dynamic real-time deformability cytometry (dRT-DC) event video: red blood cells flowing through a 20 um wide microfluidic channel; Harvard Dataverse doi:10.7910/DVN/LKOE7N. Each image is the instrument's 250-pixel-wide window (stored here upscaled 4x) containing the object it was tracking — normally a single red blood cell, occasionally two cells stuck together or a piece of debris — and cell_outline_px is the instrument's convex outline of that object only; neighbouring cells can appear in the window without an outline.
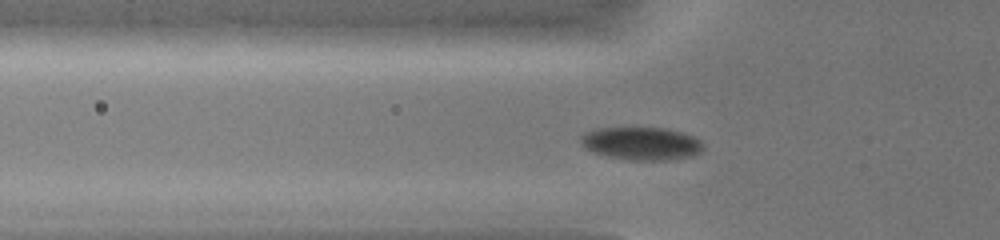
{"species": "common noctule bat (a hibernating species)", "species_latin": "Nyctalus noctula", "temperature_condition": "warm", "stored_images_in_passage": 40, "camera_frame_rate_fps": 3000, "um_per_image_px": 0.085, "animal": {"sex": "female", "body_mass_g": 19.0, "forearm_length_mm": 51.5}, "frame": {"image": 1, "passage_image": 12, "time_ms": 3.667, "image_size_px": [1000, 240], "cell_outline_px": [[704, 148], [700, 152], [692, 156], [668, 160], [624, 160], [592, 152], [584, 148], [580, 144], [580, 136], [584, 132], [596, 128], [664, 128], [680, 132], [692, 136], [700, 140], [704, 144]], "centroid_in_image_um": [54.48, 12.2], "position_along_channel_um": 71.3, "area_um2": 23.7}}
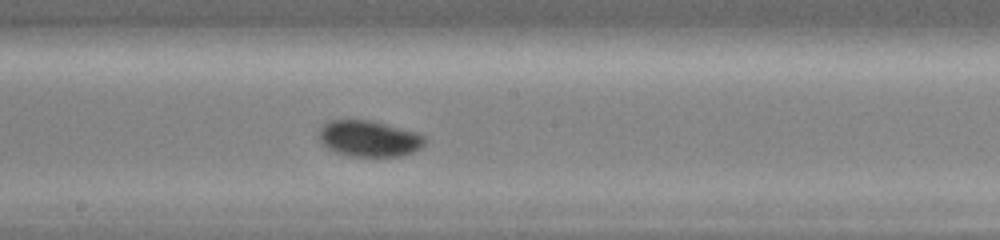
{"frame": {"image": 2, "passage_image": 22, "time_ms": 7.0, "image_size_px": [1000, 240], "cell_outline_px": [[424, 144], [420, 148], [412, 152], [400, 156], [348, 156], [336, 152], [328, 148], [320, 140], [320, 128], [328, 120], [372, 120], [416, 132], [424, 136]], "centroid_in_image_um": [31.36, 11.77], "position_along_channel_um": 216.8, "area_um2": 22.08}}
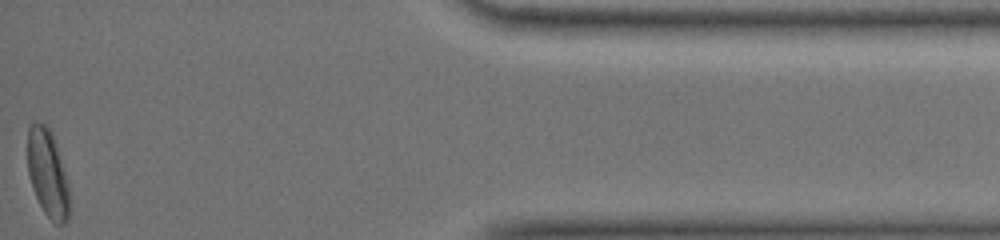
{"frame": {"image": 3, "passage_image": 40, "time_ms": 13.0, "image_size_px": [1000, 240], "cell_outline_px": [[68, 220], [64, 224], [56, 224], [44, 212], [32, 188], [28, 172], [28, 128], [36, 120], [44, 124], [48, 128], [52, 136], [68, 184]], "centroid_in_image_um": [4.02, 14.75], "position_along_channel_um": 431.2, "area_um2": 20.63}, "authors_computed_cell_mechanics": {"area_um2": 21.8195, "velocity_mm_per_s": 4.3827, "shape_relaxation_time_tau1_ms": 4.9324, "shape_relaxation_time_tau2_ms": null, "deformation_change_tau1": 0.1409, "deformation_change_tau2": null}}